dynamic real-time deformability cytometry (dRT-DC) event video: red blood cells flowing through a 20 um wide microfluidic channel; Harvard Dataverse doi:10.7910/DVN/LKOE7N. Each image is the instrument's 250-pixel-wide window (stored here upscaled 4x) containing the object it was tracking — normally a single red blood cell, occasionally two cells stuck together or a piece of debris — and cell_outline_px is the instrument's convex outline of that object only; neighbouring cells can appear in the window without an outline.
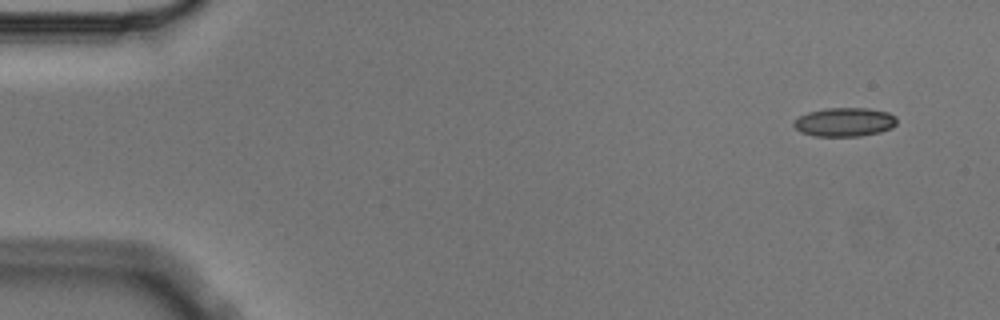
{"species": "Egyptian fruit bat (a non-hibernating species)", "species_latin": "Rousettus aegyptiacus", "temperature_condition": "cold", "stored_images_in_passage": 7, "camera_frame_rate_fps": 3000, "um_per_image_px": 0.085, "animal": {"sex": "male"}, "frame": {"image": 1, "passage_image": 1, "time_ms": 0.0, "image_size_px": [1000, 320], "cell_outline_px": [[896, 124], [892, 128], [880, 132], [860, 136], [812, 136], [800, 132], [792, 124], [800, 116], [808, 112], [824, 108], [868, 108], [888, 112], [896, 116]], "centroid_in_image_um": [71.8, 10.37], "position_along_channel_um": 13.2, "area_um2": 17.4}}
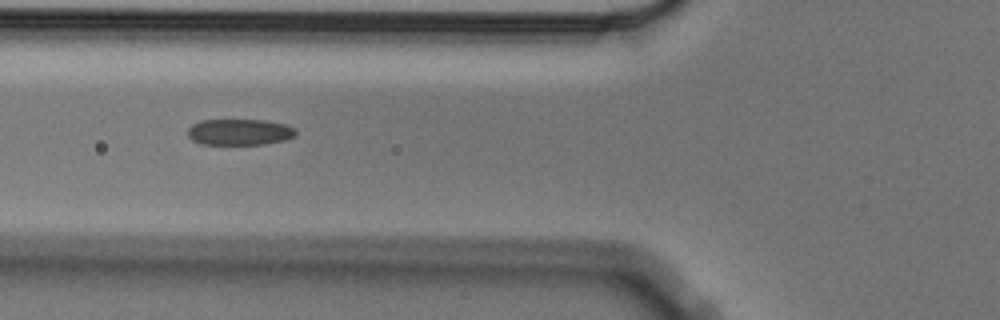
{"frame": {"image": 2, "passage_image": 6, "time_ms": 1.667, "image_size_px": [1000, 320], "cell_outline_px": [[296, 136], [284, 140], [264, 144], [200, 144], [192, 140], [188, 136], [188, 128], [192, 124], [200, 120], [264, 120], [284, 124], [296, 128]], "centroid_in_image_um": [20.35, 11.22], "position_along_channel_um": 105.4, "area_um2": 16.53}}
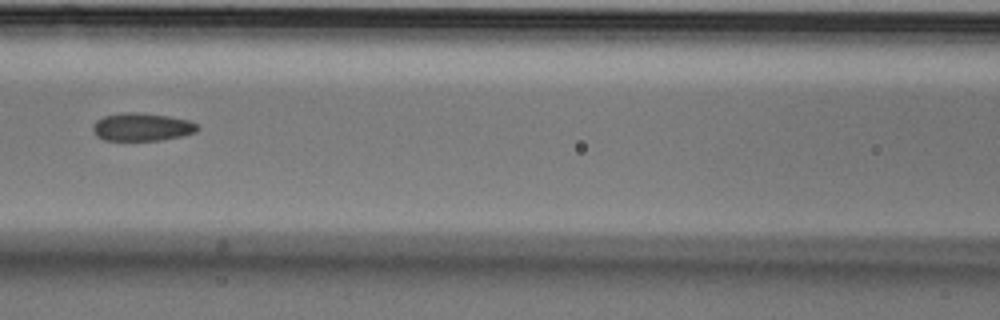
{"frame": {"image": 3, "passage_image": 7, "time_ms": 2.0, "image_size_px": [1000, 320], "cell_outline_px": [[200, 128], [196, 132], [180, 136], [160, 140], [104, 140], [96, 136], [92, 132], [92, 124], [96, 120], [104, 116], [124, 112], [136, 112], [168, 116], [188, 120], [200, 124]], "centroid_in_image_um": [12.05, 10.79], "position_along_channel_um": 154.6, "area_um2": 17.17}}